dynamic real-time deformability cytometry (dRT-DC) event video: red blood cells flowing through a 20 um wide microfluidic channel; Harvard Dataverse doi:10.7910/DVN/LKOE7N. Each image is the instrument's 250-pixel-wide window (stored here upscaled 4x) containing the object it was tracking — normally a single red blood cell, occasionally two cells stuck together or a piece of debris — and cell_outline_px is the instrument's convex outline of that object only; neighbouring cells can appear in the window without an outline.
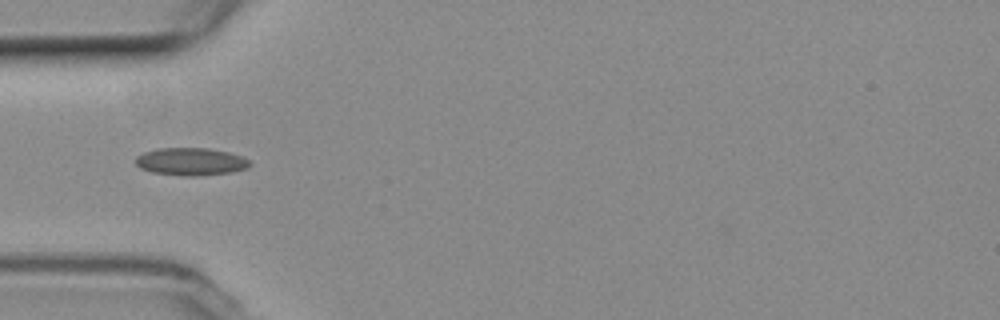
{"species": "common noctule bat (a hibernating species)", "species_latin": "Nyctalus noctula", "temperature_condition": "room temperature", "stored_images_in_passage": 8, "camera_frame_rate_fps": 3000, "um_per_image_px": 0.085, "animal": {"sex": "female", "body_mass_g": 19.3, "forearm_length_mm": 54.1}, "frame": {"image": 1, "passage_image": 1, "time_ms": 0.0, "image_size_px": [1000, 320], "cell_outline_px": [[252, 164], [248, 168], [232, 172], [200, 176], [184, 176], [152, 172], [140, 168], [136, 164], [136, 156], [144, 152], [156, 148], [208, 148], [228, 152], [240, 156], [248, 160]], "centroid_in_image_um": [16.22, 13.74], "position_along_channel_um": 68.8, "area_um2": 18.44}}
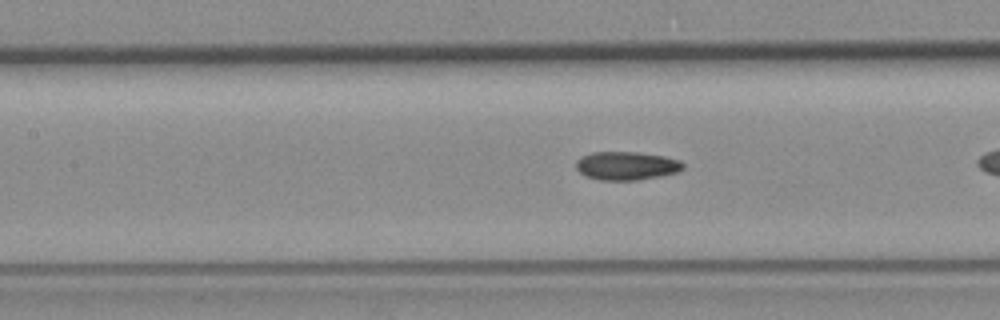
{"frame": {"image": 2, "passage_image": 5, "time_ms": 1.333, "image_size_px": [1000, 320], "cell_outline_px": [[684, 168], [676, 172], [660, 176], [640, 180], [600, 180], [584, 176], [576, 168], [576, 160], [580, 156], [592, 152], [636, 152], [664, 156], [680, 160], [684, 164]], "centroid_in_image_um": [53.23, 14.09], "position_along_channel_um": 154.2, "area_um2": 17.86}}